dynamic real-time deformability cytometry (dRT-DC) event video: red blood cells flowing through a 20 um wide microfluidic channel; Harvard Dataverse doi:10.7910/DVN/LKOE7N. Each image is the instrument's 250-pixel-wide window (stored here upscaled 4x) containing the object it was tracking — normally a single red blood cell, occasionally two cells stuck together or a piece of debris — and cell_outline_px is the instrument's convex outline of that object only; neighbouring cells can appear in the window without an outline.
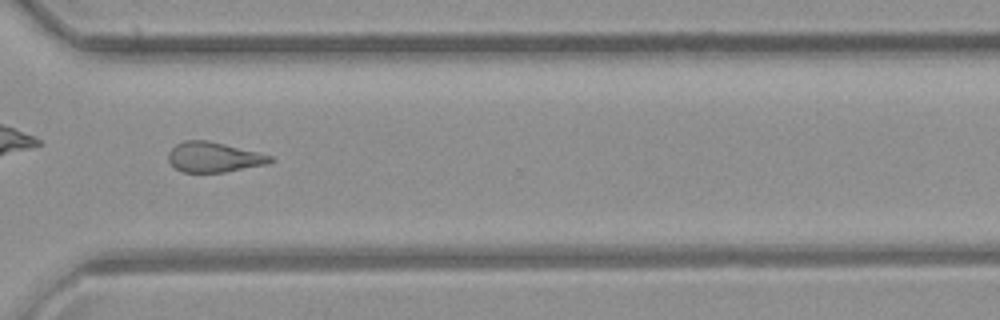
{"species": "common noctule bat (a hibernating species)", "species_latin": "Nyctalus noctula", "temperature_condition": "room temperature", "stored_images_in_passage": 46, "camera_frame_rate_fps": 3000, "um_per_image_px": 0.085, "animal": {"sex": "female", "body_mass_g": 21.9}, "frame": {"image": 1, "passage_image": 33, "time_ms": 10.667, "image_size_px": [1000, 320], "cell_outline_px": [[272, 160], [268, 164], [224, 172], [184, 172], [176, 168], [168, 160], [168, 152], [176, 144], [184, 140], [208, 140], [272, 156]], "centroid_in_image_um": [18.14, 13.35], "position_along_channel_um": 352.5, "area_um2": 17.63}, "authors_computed_cell_mechanics": {"area_um2": 18.6116, "velocity_mm_per_s": 4.4851, "shape_relaxation_time_tau1_ms": null, "shape_relaxation_time_tau2_ms": 2.4877, "deformation_change_tau1": null, "deformation_change_tau2": 0.1184}}